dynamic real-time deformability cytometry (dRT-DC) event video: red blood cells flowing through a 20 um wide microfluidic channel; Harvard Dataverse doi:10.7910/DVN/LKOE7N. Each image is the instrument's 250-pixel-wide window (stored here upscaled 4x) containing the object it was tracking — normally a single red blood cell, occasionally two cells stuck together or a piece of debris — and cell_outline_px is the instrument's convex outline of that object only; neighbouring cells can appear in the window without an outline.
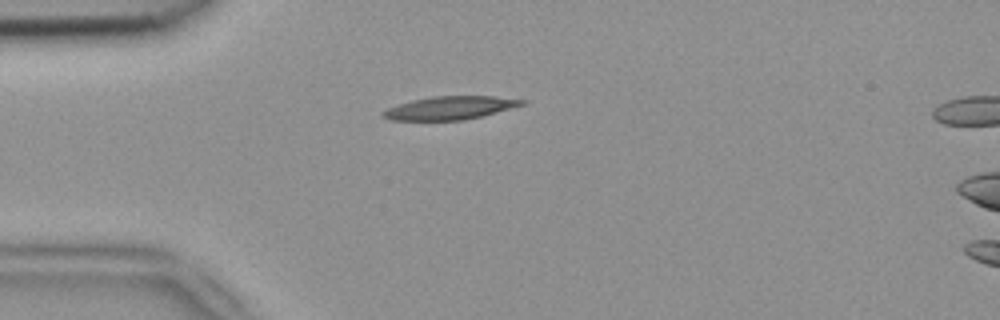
{"species": "common noctule bat (a hibernating species)", "species_latin": "Nyctalus noctula", "temperature_condition": "room temperature", "stored_images_in_passage": 2, "camera_frame_rate_fps": 3000, "um_per_image_px": 0.085, "animal": {"sex": "female", "body_mass_g": 18.4}, "frame": {"image": 1, "passage_image": 1, "time_ms": 0.0, "image_size_px": [1000, 320], "cell_outline_px": [[528, 100], [524, 104], [480, 116], [464, 120], [392, 120], [380, 116], [380, 112], [388, 108], [412, 100], [432, 96], [492, 96]], "centroid_in_image_um": [38.2, 9.17], "position_along_channel_um": 46.8, "area_um2": 18.55}}